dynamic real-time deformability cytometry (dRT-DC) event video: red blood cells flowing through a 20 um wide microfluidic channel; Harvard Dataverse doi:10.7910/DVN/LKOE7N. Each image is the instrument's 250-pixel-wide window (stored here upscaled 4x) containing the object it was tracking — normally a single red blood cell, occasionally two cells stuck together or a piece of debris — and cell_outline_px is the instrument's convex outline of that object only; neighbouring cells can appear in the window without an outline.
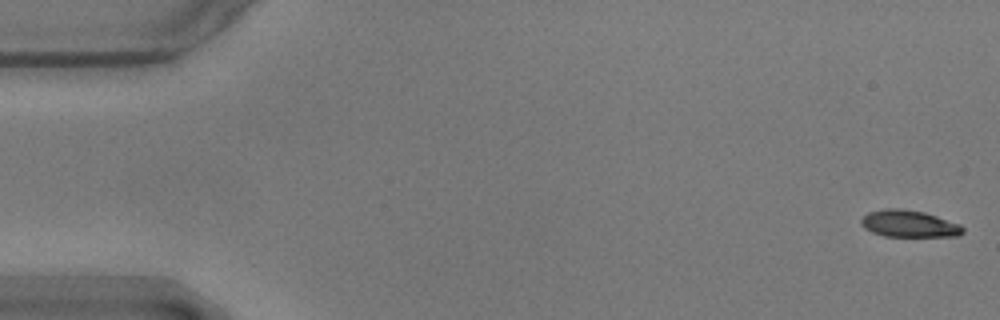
{"species": "common noctule bat (a hibernating species)", "species_latin": "Nyctalus noctula", "temperature_condition": "warm", "stored_images_in_passage": 56, "camera_frame_rate_fps": 3000, "um_per_image_px": 0.085, "animal": {"sex": "male", "body_mass_g": 17.9}, "frame": {"image": 1, "passage_image": 1, "time_ms": 0.0, "image_size_px": [1000, 320], "cell_outline_px": [[964, 232], [960, 236], [884, 236], [872, 232], [864, 228], [860, 224], [860, 220], [868, 212], [884, 208], [904, 208], [924, 212], [960, 224], [964, 228]], "centroid_in_image_um": [77.25, 19.01], "position_along_channel_um": 7.7, "area_um2": 16.07}}
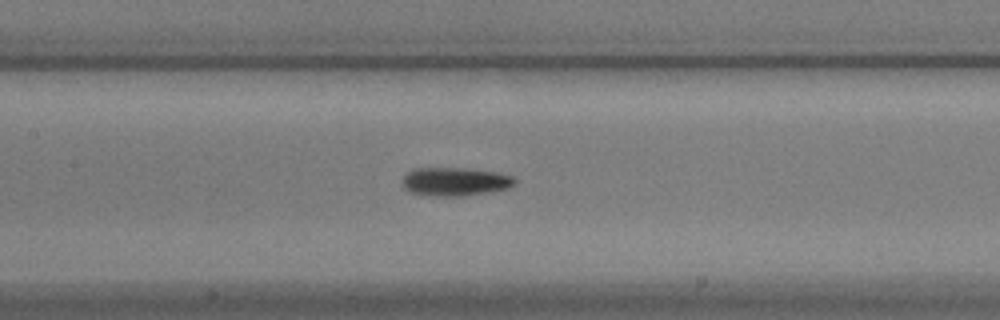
{"frame": {"image": 2, "passage_image": 26, "time_ms": 8.333, "image_size_px": [1000, 320], "cell_outline_px": [[516, 184], [508, 188], [460, 196], [428, 196], [408, 192], [404, 188], [404, 176], [408, 172], [416, 168], [464, 168], [496, 172], [512, 176], [516, 180]], "centroid_in_image_um": [38.66, 15.44], "position_along_channel_um": 168.7, "area_um2": 18.5}}
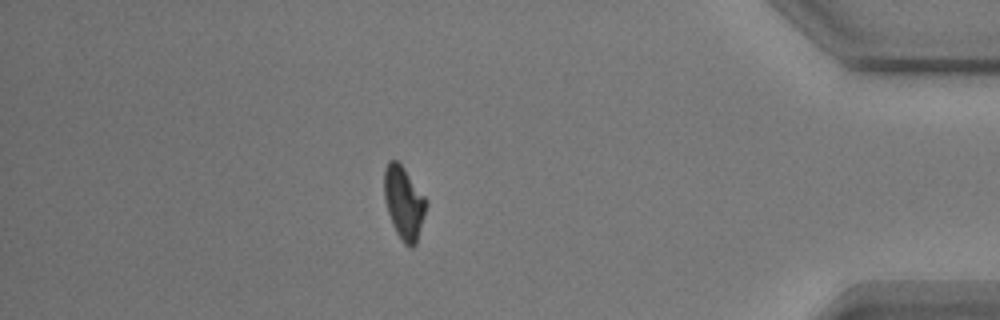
{"frame": {"image": 3, "passage_image": 49, "time_ms": 16.0, "image_size_px": [1000, 320], "cell_outline_px": [[428, 204], [416, 244], [412, 248], [408, 248], [400, 240], [392, 224], [384, 200], [384, 168], [388, 160], [396, 160], [404, 168], [428, 200]], "centroid_in_image_um": [34.33, 17.25], "position_along_channel_um": 400.9, "area_um2": 18.09}, "authors_computed_cell_mechanics": {"area_um2": 17.8602, "velocity_mm_per_s": 3.5579, "shape_relaxation_time_tau1_ms": 4.6559, "shape_relaxation_time_tau2_ms": 3.6366, "deformation_change_tau1": 0.1498, "deformation_change_tau2": 0.1018}}